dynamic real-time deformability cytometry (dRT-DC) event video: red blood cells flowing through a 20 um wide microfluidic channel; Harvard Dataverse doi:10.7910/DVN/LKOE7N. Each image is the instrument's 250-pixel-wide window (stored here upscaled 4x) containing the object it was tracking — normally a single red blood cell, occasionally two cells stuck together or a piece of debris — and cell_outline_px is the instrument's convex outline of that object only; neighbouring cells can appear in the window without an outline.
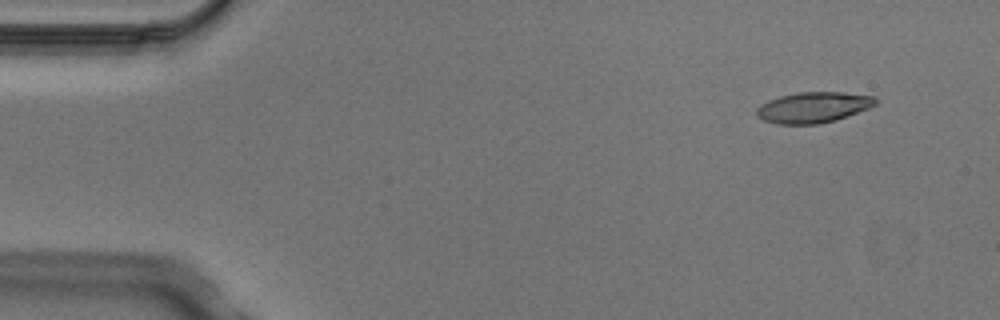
{"species": "Egyptian fruit bat (a non-hibernating species)", "species_latin": "Rousettus aegyptiacus", "temperature_condition": "cold", "stored_images_in_passage": 4, "segment_of_instrument_passage": [2, 2], "camera_frame_rate_fps": 3000, "um_per_image_px": 0.085, "animal": {"sex": "male"}, "frame": {"image": 1, "passage_image": 4, "time_ms": 1.0, "image_size_px": [1000, 320], "cell_outline_px": [[876, 104], [868, 108], [836, 120], [820, 124], [776, 124], [764, 120], [756, 116], [756, 108], [760, 104], [768, 100], [780, 96], [796, 92], [844, 92], [876, 96]], "centroid_in_image_um": [69.1, 9.12], "position_along_channel_um": 15.9, "area_um2": 21.44}}